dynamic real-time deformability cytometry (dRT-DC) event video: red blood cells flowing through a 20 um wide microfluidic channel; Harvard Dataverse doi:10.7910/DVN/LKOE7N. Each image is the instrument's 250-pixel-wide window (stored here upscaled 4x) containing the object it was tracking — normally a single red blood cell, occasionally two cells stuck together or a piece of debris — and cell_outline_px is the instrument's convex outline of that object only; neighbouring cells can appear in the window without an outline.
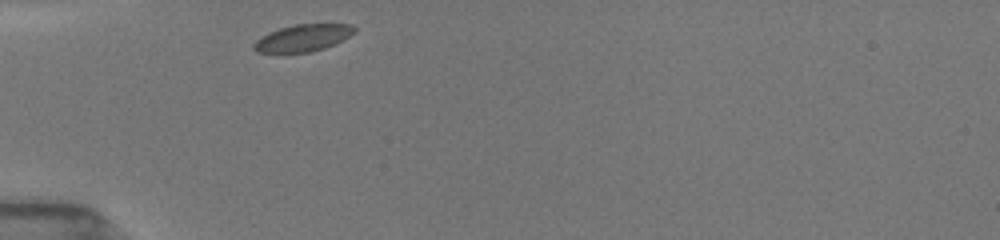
{"species": "common noctule bat (a hibernating species)", "species_latin": "Nyctalus noctula", "temperature_condition": "room temperature", "stored_images_in_passage": 30, "camera_frame_rate_fps": 3000, "um_per_image_px": 0.085, "animal": {"sex": "female", "body_mass_g": 19.5, "forearm_length_mm": 54.1}, "frame": {"image": 1, "passage_image": 1, "time_ms": 0.0, "image_size_px": [1000, 240], "cell_outline_px": [[356, 28], [348, 36], [324, 48], [308, 52], [256, 52], [252, 48], [252, 44], [256, 40], [268, 32], [292, 24], [352, 24]], "centroid_in_image_um": [25.68, 3.21], "position_along_channel_um": 59.3, "area_um2": 15.55}}
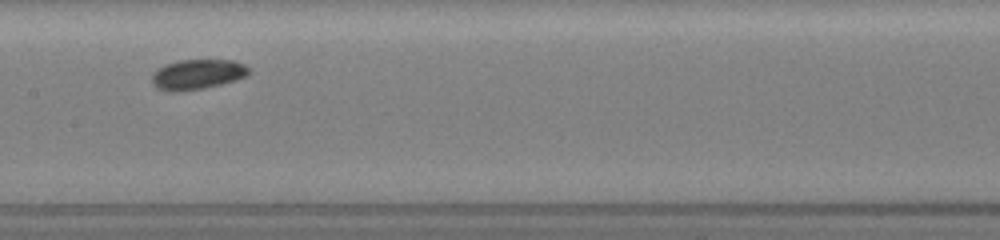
{"frame": {"image": 2, "passage_image": 12, "time_ms": 3.667, "image_size_px": [1000, 240], "cell_outline_px": [[252, 72], [248, 76], [236, 80], [204, 88], [176, 92], [168, 92], [156, 88], [152, 84], [152, 76], [160, 68], [168, 64], [180, 60], [236, 60], [252, 68]], "centroid_in_image_um": [16.85, 6.33], "position_along_channel_um": 190.5, "area_um2": 17.11}}
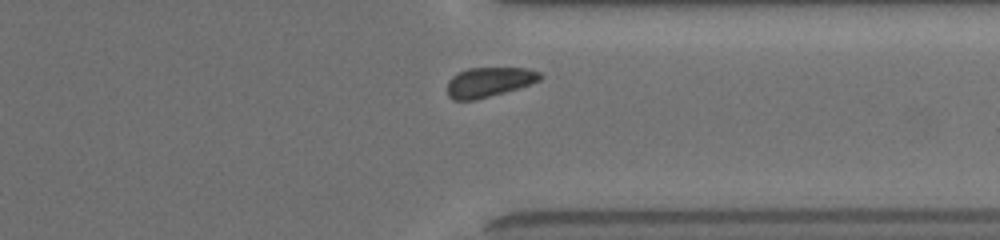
{"frame": {"image": 3, "passage_image": 26, "time_ms": 8.333, "image_size_px": [1000, 240], "cell_outline_px": [[544, 76], [540, 80], [504, 92], [476, 100], [452, 100], [448, 96], [448, 80], [452, 76], [468, 68], [528, 68], [540, 72]], "centroid_in_image_um": [41.56, 6.97], "position_along_channel_um": 369.8, "area_um2": 15.95}}